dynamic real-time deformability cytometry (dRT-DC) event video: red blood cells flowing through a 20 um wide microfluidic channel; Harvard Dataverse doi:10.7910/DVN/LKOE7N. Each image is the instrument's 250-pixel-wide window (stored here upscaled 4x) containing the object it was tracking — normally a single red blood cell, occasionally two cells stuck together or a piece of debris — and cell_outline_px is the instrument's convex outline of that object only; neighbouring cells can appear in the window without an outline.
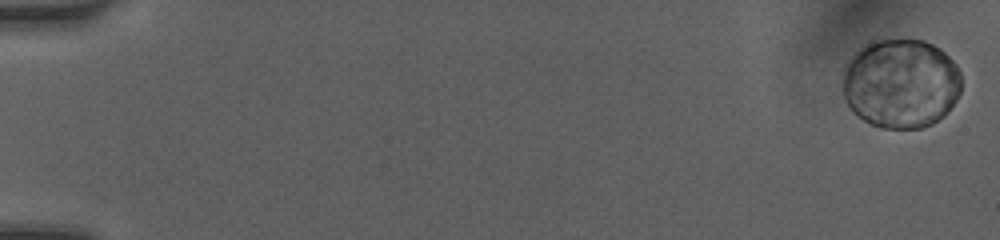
{"species": "human", "species_latin": "Homo sapiens", "temperature_condition": "room temperature", "stored_images_in_passage": 20, "camera_frame_rate_fps": 3000, "um_per_image_px": 0.085, "donor": {"sex": "female"}, "frame": {"image": 1, "passage_image": 1, "time_ms": 0.0, "image_size_px": [1000, 240], "cell_outline_px": [[960, 92], [956, 100], [948, 112], [944, 116], [932, 124], [924, 128], [880, 128], [856, 116], [852, 112], [844, 96], [844, 68], [848, 60], [860, 48], [868, 44], [880, 40], [924, 40], [940, 48], [956, 64], [960, 72]], "centroid_in_image_um": [76.59, 7.11], "position_along_channel_um": 8.4, "area_um2": 61.96}}
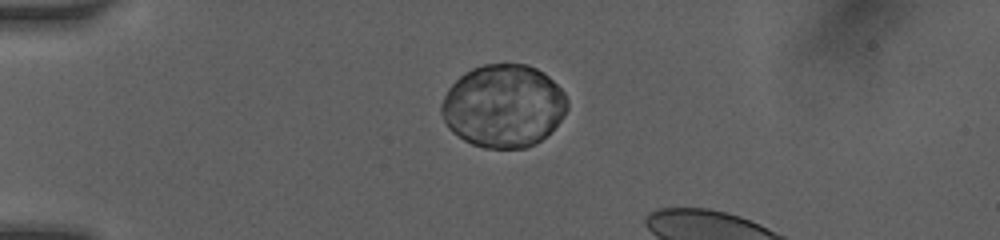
{"frame": {"image": 2, "passage_image": 11, "time_ms": 4.333, "image_size_px": [1000, 240], "cell_outline_px": [[568, 108], [560, 120], [540, 140], [524, 148], [484, 148], [472, 144], [464, 140], [452, 132], [448, 128], [440, 112], [440, 104], [448, 88], [464, 72], [472, 68], [484, 64], [528, 64], [544, 72], [564, 92], [568, 100]], "centroid_in_image_um": [42.77, 8.99], "position_along_channel_um": 42.2, "area_um2": 60.75}}
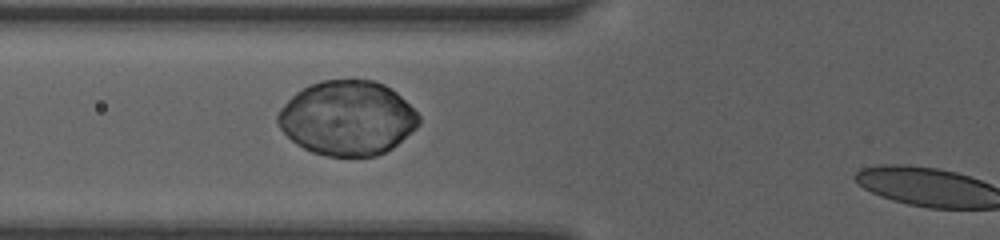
{"frame": {"image": 3, "passage_image": 18, "time_ms": 6.667, "image_size_px": [1000, 240], "cell_outline_px": [[420, 124], [416, 128], [392, 148], [376, 156], [328, 156], [312, 152], [296, 144], [280, 128], [276, 120], [276, 116], [280, 108], [296, 92], [320, 80], [372, 80], [384, 84], [396, 92], [420, 116]], "centroid_in_image_um": [29.51, 10.04], "position_along_channel_um": 96.3, "area_um2": 60.92}}